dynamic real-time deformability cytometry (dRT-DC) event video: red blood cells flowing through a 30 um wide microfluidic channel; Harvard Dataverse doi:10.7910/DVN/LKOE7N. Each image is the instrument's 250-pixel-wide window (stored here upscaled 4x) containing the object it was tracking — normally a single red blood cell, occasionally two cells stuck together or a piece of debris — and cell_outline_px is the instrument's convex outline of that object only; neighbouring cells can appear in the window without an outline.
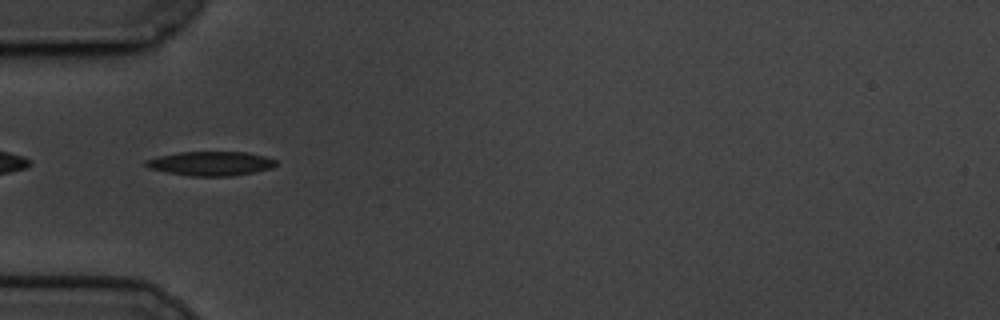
{"species": "common noctule bat (a hibernating species)", "species_latin": "Nyctalus noctula", "temperature_condition": "cold", "stored_images_in_passage": 36, "camera_frame_rate_fps": 3000, "um_per_image_px": 0.085, "animal": {"sex": "male", "body_mass_g": 19.5, "forearm_length_mm": 54.6}, "frame": {"image": 1, "passage_image": 2, "time_ms": 0.333, "image_size_px": [1000, 320], "cell_outline_px": [[276, 164], [272, 168], [232, 176], [192, 176], [168, 172], [148, 168], [144, 164], [144, 160], [160, 156], [180, 152], [244, 152], [264, 156], [276, 160]], "centroid_in_image_um": [17.9, 13.9], "position_along_channel_um": 67.1, "area_um2": 18.15}}
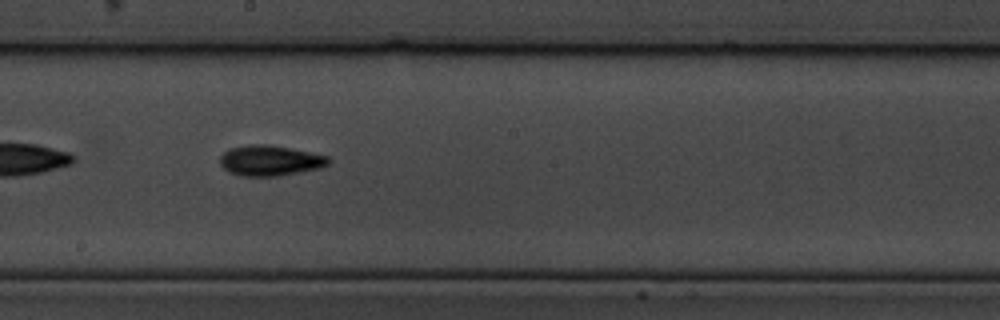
{"frame": {"image": 2, "passage_image": 16, "time_ms": 5.0, "image_size_px": [1000, 320], "cell_outline_px": [[332, 160], [328, 164], [320, 168], [280, 176], [240, 176], [228, 172], [220, 164], [220, 156], [228, 148], [252, 144], [264, 144], [288, 148], [328, 156]], "centroid_in_image_um": [22.93, 13.66], "position_along_channel_um": 225.3, "area_um2": 19.25}}
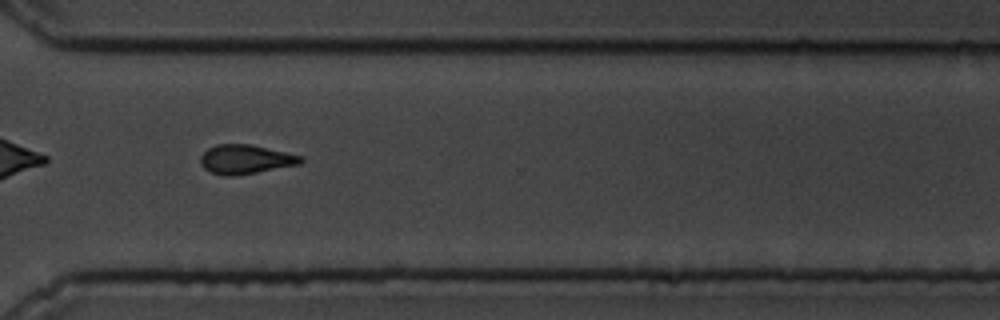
{"frame": {"image": 3, "passage_image": 27, "time_ms": 8.667, "image_size_px": [1000, 320], "cell_outline_px": [[304, 160], [300, 164], [256, 172], [232, 176], [224, 176], [212, 172], [204, 168], [200, 164], [200, 156], [208, 148], [216, 144], [252, 144], [304, 156]], "centroid_in_image_um": [20.88, 13.53], "position_along_channel_um": 349.7, "area_um2": 17.11}, "authors_computed_cell_mechanics": {"area_um2": 17.7157, "velocity_mm_per_s": 3.4011, "shape_relaxation_time_tau1_ms": 2.8883, "shape_relaxation_time_tau2_ms": null, "deformation_change_tau1": 0.1151, "deformation_change_tau2": null}}